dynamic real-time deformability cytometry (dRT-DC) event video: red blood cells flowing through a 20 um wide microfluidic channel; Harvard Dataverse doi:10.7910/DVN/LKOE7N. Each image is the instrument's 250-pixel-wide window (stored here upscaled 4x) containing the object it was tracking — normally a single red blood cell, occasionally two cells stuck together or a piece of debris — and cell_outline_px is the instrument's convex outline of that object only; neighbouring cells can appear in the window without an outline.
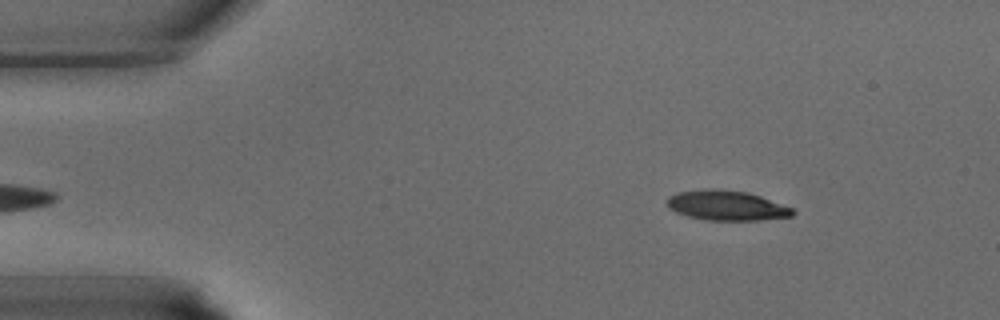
{"species": "common noctule bat (a hibernating species)", "species_latin": "Nyctalus noctula", "temperature_condition": "warm", "stored_images_in_passage": 36, "camera_frame_rate_fps": 3000, "um_per_image_px": 0.085, "animal": {"sex": "male", "body_mass_g": 15.6}, "frame": {"image": 1, "passage_image": 2, "time_ms": 0.333, "image_size_px": [1000, 320], "cell_outline_px": [[796, 212], [792, 216], [760, 220], [708, 220], [688, 216], [676, 212], [668, 208], [668, 196], [676, 192], [704, 188], [720, 188], [748, 192], [760, 196], [792, 208]], "centroid_in_image_um": [61.74, 17.45], "position_along_channel_um": 23.3, "area_um2": 22.02}}
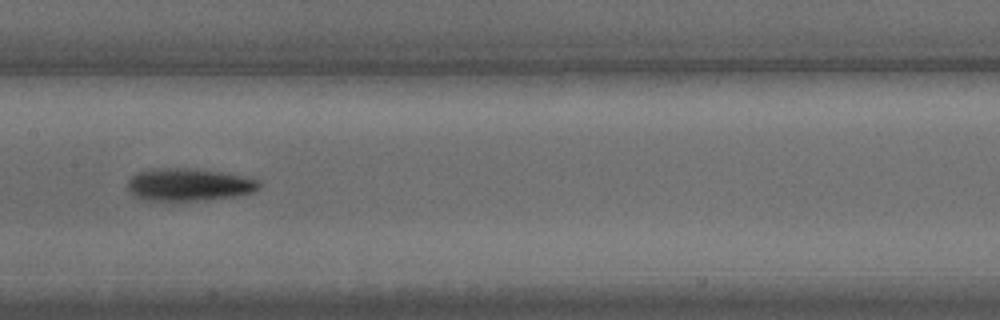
{"frame": {"image": 2, "passage_image": 16, "time_ms": 5.0, "image_size_px": [1000, 320], "cell_outline_px": [[260, 188], [252, 192], [232, 196], [196, 200], [140, 200], [128, 188], [128, 180], [136, 172], [148, 168], [196, 168], [220, 172], [240, 176], [256, 180], [260, 184]], "centroid_in_image_um": [15.98, 15.67], "position_along_channel_um": 191.4, "area_um2": 24.62}}
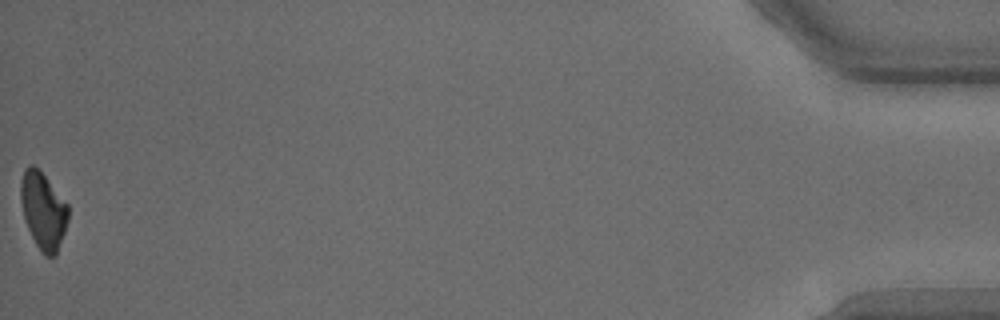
{"frame": {"image": 3, "passage_image": 36, "time_ms": 11.667, "image_size_px": [1000, 320], "cell_outline_px": [[68, 220], [56, 256], [44, 256], [40, 252], [24, 220], [20, 200], [20, 180], [24, 168], [28, 164], [32, 164], [44, 176], [68, 204]], "centroid_in_image_um": [3.65, 17.91], "position_along_channel_um": 431.6, "area_um2": 21.27}}